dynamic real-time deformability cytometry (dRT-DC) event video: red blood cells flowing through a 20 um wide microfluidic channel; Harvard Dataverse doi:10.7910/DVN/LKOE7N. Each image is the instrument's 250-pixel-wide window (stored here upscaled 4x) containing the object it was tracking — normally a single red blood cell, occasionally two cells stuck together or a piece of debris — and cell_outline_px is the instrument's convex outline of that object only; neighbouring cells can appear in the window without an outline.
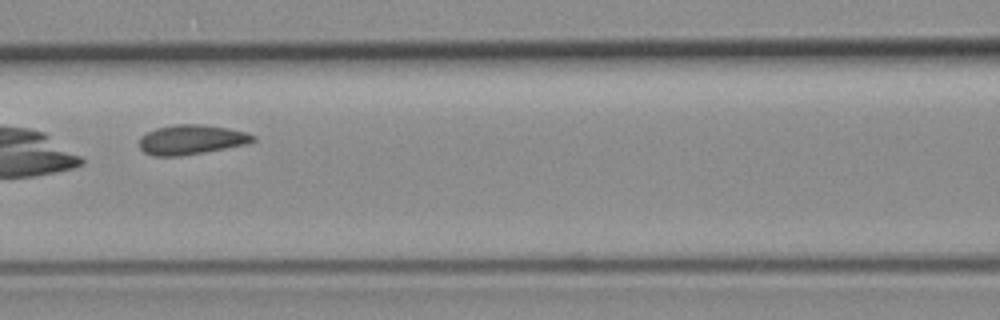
{"species": "common noctule bat (a hibernating species)", "species_latin": "Nyctalus noctula", "temperature_condition": "room temperature", "stored_images_in_passage": 11, "camera_frame_rate_fps": 3000, "um_per_image_px": 0.085, "animal": {"sex": "female", "body_mass_g": 19.3, "forearm_length_mm": 54.1}, "frame": {"image": 1, "passage_image": 4, "time_ms": 1.0, "image_size_px": [1000, 320], "cell_outline_px": [[256, 140], [244, 144], [204, 152], [180, 156], [152, 156], [144, 152], [140, 148], [140, 136], [156, 128], [176, 124], [200, 124], [228, 128], [248, 132], [256, 136]], "centroid_in_image_um": [16.25, 11.86], "position_along_channel_um": 150.3, "area_um2": 19.59}}
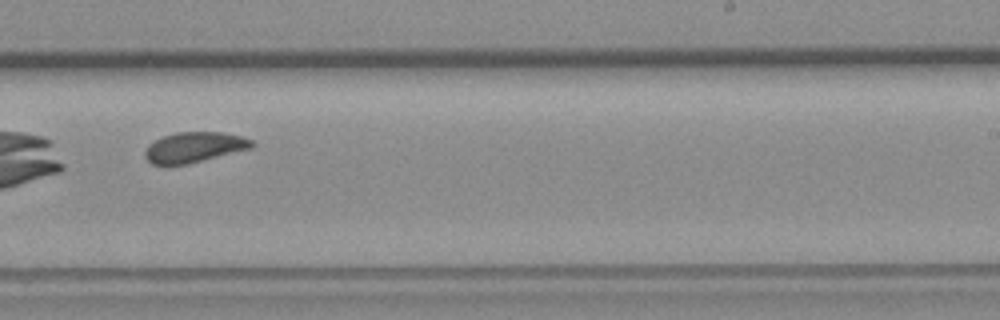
{"frame": {"image": 2, "passage_image": 7, "time_ms": 2.0, "image_size_px": [1000, 320], "cell_outline_px": [[256, 144], [252, 148], [184, 164], [152, 164], [144, 156], [144, 152], [148, 144], [164, 136], [176, 132], [220, 132], [244, 136], [252, 140]], "centroid_in_image_um": [16.53, 12.49], "position_along_channel_um": 272.5, "area_um2": 18.67}}
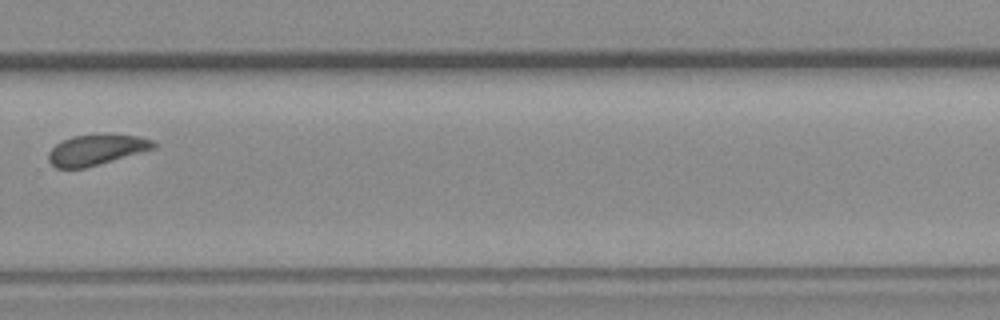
{"frame": {"image": 3, "passage_image": 8, "time_ms": 2.333, "image_size_px": [1000, 320], "cell_outline_px": [[156, 148], [84, 168], [56, 168], [48, 160], [48, 152], [60, 140], [72, 136], [136, 136], [152, 140], [156, 144]], "centroid_in_image_um": [8.13, 12.76], "position_along_channel_um": 321.7, "area_um2": 18.09}}